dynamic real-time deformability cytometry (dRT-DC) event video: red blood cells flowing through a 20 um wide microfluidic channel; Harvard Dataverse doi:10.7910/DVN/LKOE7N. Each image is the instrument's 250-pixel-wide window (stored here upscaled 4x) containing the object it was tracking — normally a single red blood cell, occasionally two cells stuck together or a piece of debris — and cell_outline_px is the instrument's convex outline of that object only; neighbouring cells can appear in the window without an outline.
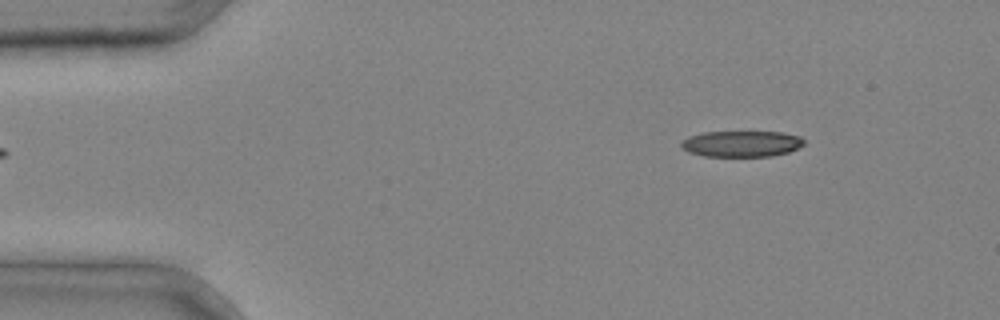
{"species": "common noctule bat (a hibernating species)", "species_latin": "Nyctalus noctula", "temperature_condition": "cold", "stored_images_in_passage": 2, "camera_frame_rate_fps": 3000, "um_per_image_px": 0.085, "animal": {"sex": "male", "body_mass_g": 20.4}, "frame": {"image": 1, "passage_image": 2, "time_ms": 0.333, "image_size_px": [1000, 320], "cell_outline_px": [[804, 144], [788, 152], [772, 156], [704, 156], [688, 152], [680, 144], [688, 136], [704, 132], [784, 132], [800, 136], [804, 140]], "centroid_in_image_um": [63.04, 12.21], "position_along_channel_um": 22.0, "area_um2": 18.55}}